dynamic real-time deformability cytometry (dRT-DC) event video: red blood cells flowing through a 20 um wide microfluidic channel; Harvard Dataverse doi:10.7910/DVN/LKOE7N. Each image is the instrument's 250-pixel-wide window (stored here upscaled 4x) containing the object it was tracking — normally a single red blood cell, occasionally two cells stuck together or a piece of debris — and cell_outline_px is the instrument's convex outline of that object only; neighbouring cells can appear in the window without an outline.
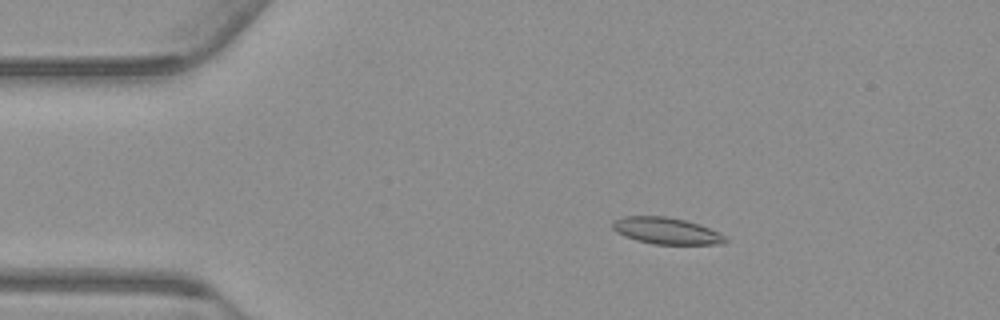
{"species": "common noctule bat (a hibernating species)", "species_latin": "Nyctalus noctula", "temperature_condition": "warm", "stored_images_in_passage": 54, "camera_frame_rate_fps": 3000, "um_per_image_px": 0.085, "animal": {"sex": "male", "body_mass_g": 23.1, "forearm_length_mm": 52.7}, "frame": {"image": 1, "passage_image": 9, "time_ms": 2.667, "image_size_px": [1000, 320], "cell_outline_px": [[728, 240], [724, 244], [652, 244], [636, 240], [624, 236], [616, 232], [612, 228], [612, 220], [624, 216], [668, 216], [700, 224], [720, 232]], "centroid_in_image_um": [56.63, 19.61], "position_along_channel_um": 28.4, "area_um2": 17.69}}
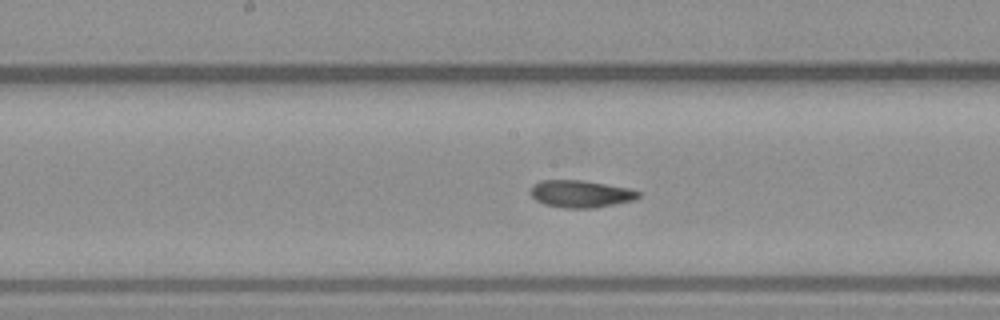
{"frame": {"image": 2, "passage_image": 27, "time_ms": 8.667, "image_size_px": [1000, 320], "cell_outline_px": [[640, 196], [632, 200], [592, 208], [564, 208], [544, 204], [536, 200], [532, 196], [532, 184], [540, 180], [584, 180], [628, 188], [640, 192]], "centroid_in_image_um": [49.33, 16.47], "position_along_channel_um": 198.9, "area_um2": 16.94}}
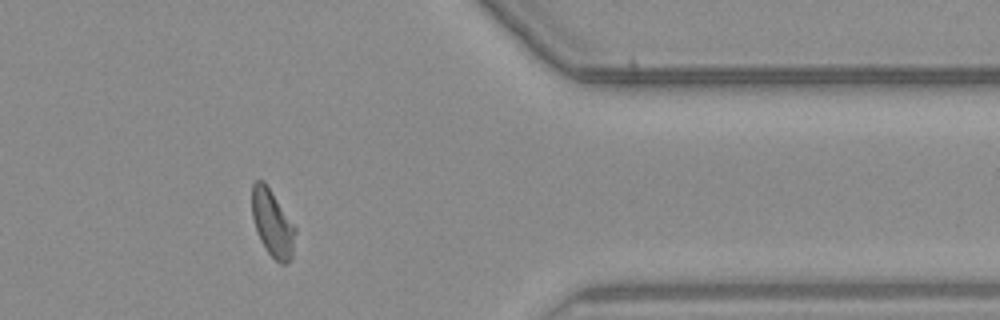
{"frame": {"image": 3, "passage_image": 44, "time_ms": 14.333, "image_size_px": [1000, 320], "cell_outline_px": [[296, 232], [292, 256], [284, 264], [280, 264], [268, 252], [260, 240], [252, 216], [252, 184], [256, 180], [264, 180], [296, 228]], "centroid_in_image_um": [23.15, 18.96], "position_along_channel_um": 388.2, "area_um2": 16.65}, "authors_computed_cell_mechanics": {"area_um2": 17.1955, "velocity_mm_per_s": 3.7471, "shape_relaxation_time_tau1_ms": null, "shape_relaxation_time_tau2_ms": 2.8136, "deformation_change_tau1": null, "deformation_change_tau2": 0.094}}